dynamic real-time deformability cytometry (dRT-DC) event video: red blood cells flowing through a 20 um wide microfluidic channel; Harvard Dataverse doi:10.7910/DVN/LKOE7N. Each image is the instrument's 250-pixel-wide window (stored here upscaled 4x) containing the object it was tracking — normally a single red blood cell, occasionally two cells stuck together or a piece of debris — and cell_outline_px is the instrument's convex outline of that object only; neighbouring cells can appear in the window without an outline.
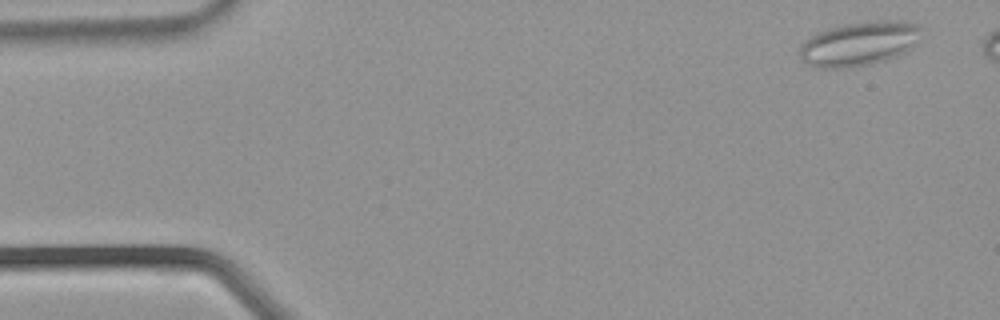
{"species": "common noctule bat (a hibernating species)", "species_latin": "Nyctalus noctula", "temperature_condition": "warm", "stored_images_in_passage": 33, "camera_frame_rate_fps": 3000, "um_per_image_px": 0.085, "animal": {"sex": "male", "body_mass_g": 21.5, "forearm_length_mm": 52.0}, "frame": {"image": 1, "passage_image": 2, "time_ms": 0.333, "image_size_px": [1000, 320], "cell_outline_px": [[924, 28], [912, 48], [896, 56], [884, 60], [868, 64], [848, 68], [816, 68], [804, 64], [800, 60], [800, 44], [804, 40], [816, 32], [844, 24], [876, 20], [904, 20], [920, 24]], "centroid_in_image_um": [73.02, 3.7], "position_along_channel_um": 12.0, "area_um2": 31.85}}
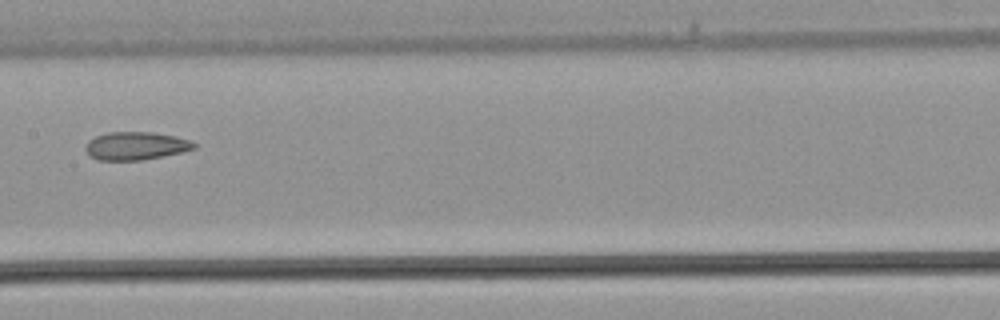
{"frame": {"image": 2, "passage_image": 18, "time_ms": 5.667, "image_size_px": [1000, 320], "cell_outline_px": [[196, 148], [184, 152], [140, 160], [100, 160], [92, 156], [84, 148], [88, 140], [96, 136], [108, 132], [152, 132], [176, 136], [188, 140], [196, 144]], "centroid_in_image_um": [11.56, 12.39], "position_along_channel_um": 195.8, "area_um2": 17.63}}
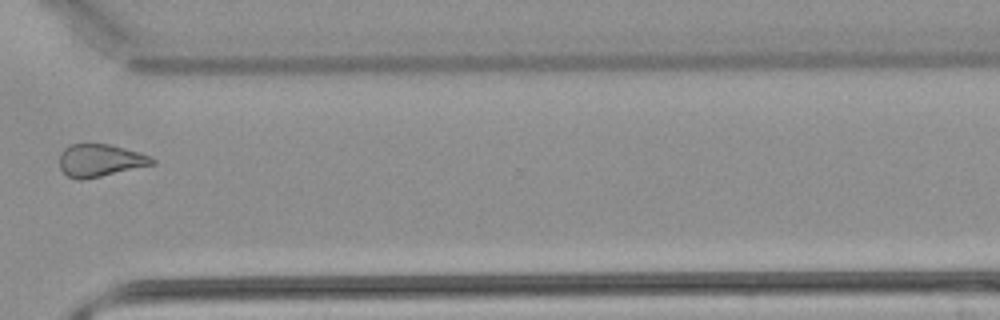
{"frame": {"image": 3, "passage_image": 27, "time_ms": 8.667, "image_size_px": [1000, 320], "cell_outline_px": [[156, 164], [100, 176], [80, 180], [76, 180], [68, 176], [60, 168], [60, 152], [64, 148], [72, 144], [108, 144], [140, 152], [152, 156], [156, 160]], "centroid_in_image_um": [8.54, 13.63], "position_along_channel_um": 362.1, "area_um2": 17.57}}